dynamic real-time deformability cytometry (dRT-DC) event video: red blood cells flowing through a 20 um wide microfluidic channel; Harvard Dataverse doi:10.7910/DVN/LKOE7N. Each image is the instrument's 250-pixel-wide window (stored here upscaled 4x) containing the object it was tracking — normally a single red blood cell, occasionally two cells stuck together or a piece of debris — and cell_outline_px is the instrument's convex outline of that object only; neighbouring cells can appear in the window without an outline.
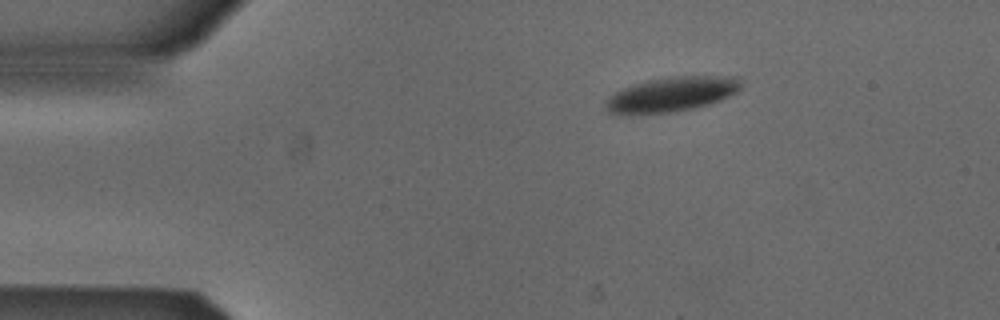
{"species": "Egyptian fruit bat (a non-hibernating species)", "species_latin": "Rousettus aegyptiacus", "temperature_condition": "cold", "stored_images_in_passage": 4, "camera_frame_rate_fps": 3000, "um_per_image_px": 0.085, "animal": {"sex": "male"}, "frame": {"image": 1, "passage_image": 1, "time_ms": 0.0, "image_size_px": [1000, 320], "cell_outline_px": [[740, 88], [736, 92], [720, 100], [708, 104], [692, 108], [672, 112], [628, 116], [608, 112], [604, 104], [604, 100], [608, 96], [632, 84], [648, 80], [668, 76], [740, 76]], "centroid_in_image_um": [57.02, 8.03], "position_along_channel_um": 28.0, "area_um2": 27.8}}
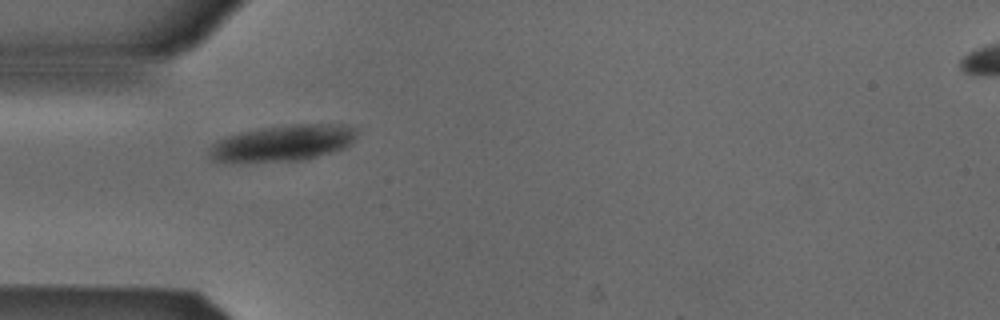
{"frame": {"image": 2, "passage_image": 3, "time_ms": 0.667, "image_size_px": [1000, 320], "cell_outline_px": [[360, 132], [352, 144], [344, 148], [332, 152], [316, 156], [296, 160], [240, 164], [224, 164], [212, 160], [208, 156], [208, 148], [216, 140], [224, 136], [240, 132], [260, 128], [292, 124], [344, 124], [356, 128]], "centroid_in_image_um": [23.96, 12.18], "position_along_channel_um": 61.0, "area_um2": 32.19}}
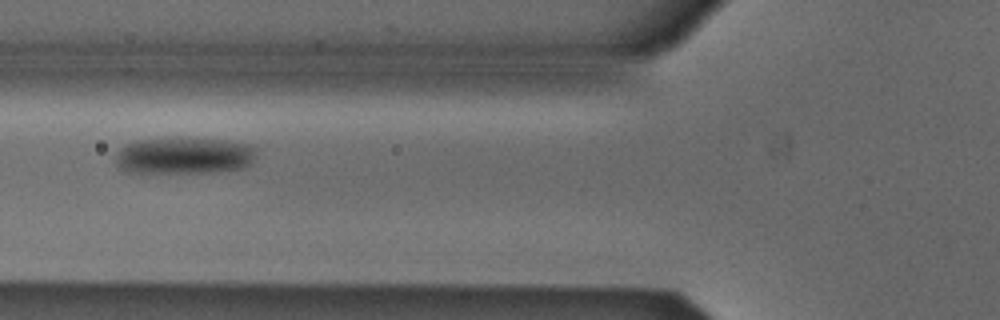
{"frame": {"image": 3, "passage_image": 4, "time_ms": 1.0, "image_size_px": [1000, 320], "cell_outline_px": [[256, 156], [252, 164], [244, 168], [208, 172], [124, 172], [116, 164], [116, 152], [124, 144], [136, 140], [176, 136], [196, 136], [252, 144], [256, 148]], "centroid_in_image_um": [15.67, 13.18], "position_along_channel_um": 110.1, "area_um2": 31.27}}